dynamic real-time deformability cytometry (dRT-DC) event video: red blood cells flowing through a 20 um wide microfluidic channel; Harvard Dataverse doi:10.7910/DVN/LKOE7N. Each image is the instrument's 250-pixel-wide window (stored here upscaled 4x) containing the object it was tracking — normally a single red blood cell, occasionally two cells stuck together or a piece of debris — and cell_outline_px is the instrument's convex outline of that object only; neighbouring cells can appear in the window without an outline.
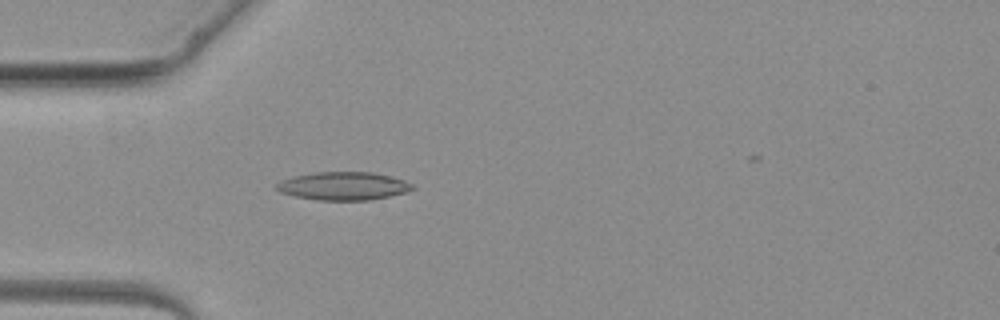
{"species": "common noctule bat (a hibernating species)", "species_latin": "Nyctalus noctula", "temperature_condition": "warm", "stored_images_in_passage": 2, "camera_frame_rate_fps": 3000, "um_per_image_px": 0.085, "animal": {"sex": "female", "body_mass_g": 19.3, "forearm_length_mm": 54.1}, "frame": {"image": 1, "passage_image": 2, "time_ms": 2.0, "image_size_px": [1000, 320], "cell_outline_px": [[416, 188], [408, 192], [368, 200], [316, 200], [296, 196], [280, 192], [276, 188], [276, 184], [280, 180], [292, 176], [316, 172], [372, 172], [392, 176], [404, 180], [412, 184]], "centroid_in_image_um": [29.19, 15.8], "position_along_channel_um": 55.8, "area_um2": 22.37}}